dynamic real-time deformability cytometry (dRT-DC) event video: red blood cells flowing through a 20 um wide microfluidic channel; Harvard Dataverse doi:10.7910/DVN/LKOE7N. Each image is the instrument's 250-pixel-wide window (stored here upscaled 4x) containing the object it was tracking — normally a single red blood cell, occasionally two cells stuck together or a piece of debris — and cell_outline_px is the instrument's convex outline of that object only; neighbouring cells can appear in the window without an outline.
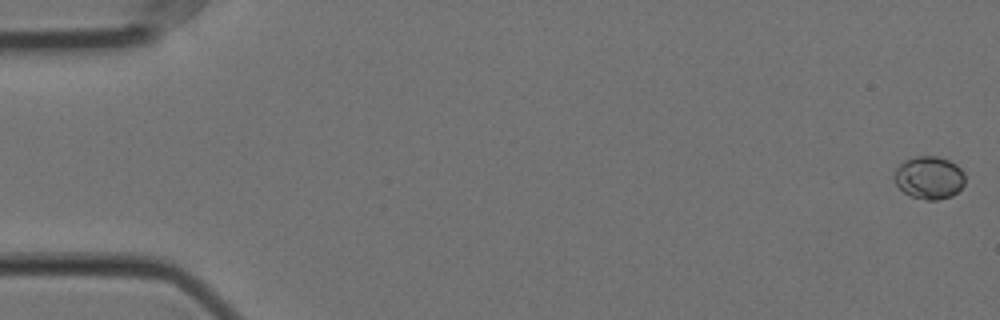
{"species": "Egyptian fruit bat (a non-hibernating species)", "species_latin": "Rousettus aegyptiacus", "temperature_condition": "cold", "stored_images_in_passage": 14, "camera_frame_rate_fps": 3000, "um_per_image_px": 0.085, "animal": {"sex": "female"}, "frame": {"image": 1, "passage_image": 1, "time_ms": 0.0, "image_size_px": [1000, 320], "cell_outline_px": [[964, 184], [952, 196], [940, 200], [928, 200], [912, 196], [904, 192], [896, 184], [892, 176], [896, 168], [904, 160], [916, 156], [936, 156], [948, 160], [956, 164], [964, 172]], "centroid_in_image_um": [78.96, 15.09], "position_along_channel_um": 6.0, "area_um2": 17.69}}